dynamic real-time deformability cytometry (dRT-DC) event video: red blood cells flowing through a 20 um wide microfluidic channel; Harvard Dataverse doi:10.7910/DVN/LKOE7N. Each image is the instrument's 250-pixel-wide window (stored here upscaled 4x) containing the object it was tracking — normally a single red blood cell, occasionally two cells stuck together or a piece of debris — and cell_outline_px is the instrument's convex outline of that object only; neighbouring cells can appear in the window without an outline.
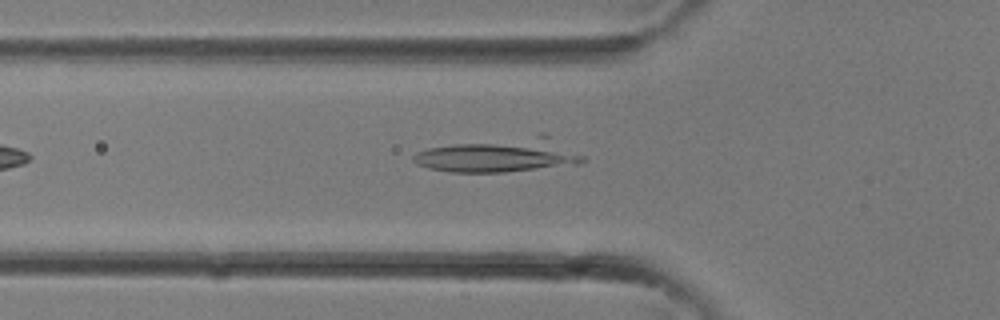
{"species": "common noctule bat (a hibernating species)", "species_latin": "Nyctalus noctula", "temperature_condition": "room temperature", "stored_images_in_passage": 31, "camera_frame_rate_fps": 3000, "um_per_image_px": 0.085, "animal": {"sex": "female"}, "frame": {"image": 1, "passage_image": 11, "time_ms": 3.333, "image_size_px": [1000, 320], "cell_outline_px": [[584, 160], [580, 164], [504, 172], [452, 172], [428, 168], [412, 160], [412, 156], [416, 152], [428, 148], [540, 132], [544, 132], [584, 156]], "centroid_in_image_um": [42.53, 13.16], "position_along_channel_um": 83.3, "area_um2": 33.81}}